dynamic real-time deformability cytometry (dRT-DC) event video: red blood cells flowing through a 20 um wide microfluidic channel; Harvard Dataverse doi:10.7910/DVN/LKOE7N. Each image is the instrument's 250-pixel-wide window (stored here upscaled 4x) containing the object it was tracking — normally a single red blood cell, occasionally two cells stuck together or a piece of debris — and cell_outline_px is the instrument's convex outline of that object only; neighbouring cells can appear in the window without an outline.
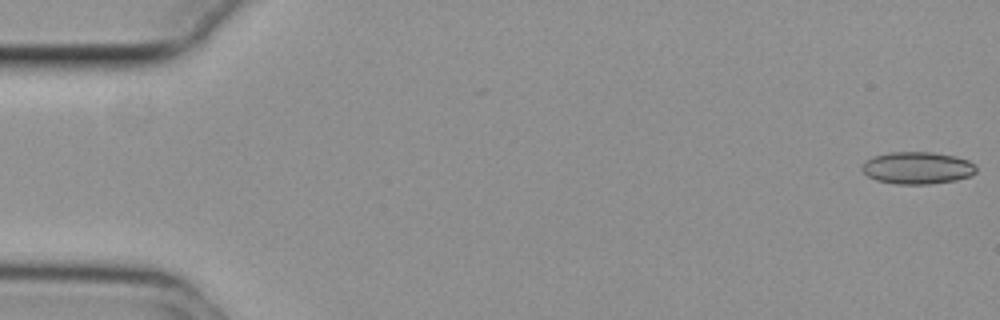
{"species": "common noctule bat (a hibernating species)", "species_latin": "Nyctalus noctula", "temperature_condition": "cold", "stored_images_in_passage": 55, "camera_frame_rate_fps": 3000, "um_per_image_px": 0.085, "animal": {"sex": "female", "body_mass_g": 29.2, "forearm_length_mm": 56.3}, "frame": {"image": 1, "passage_image": 1, "time_ms": 0.0, "image_size_px": [1000, 320], "cell_outline_px": [[976, 172], [972, 176], [956, 180], [928, 184], [896, 184], [876, 180], [868, 176], [864, 172], [864, 164], [872, 156], [888, 152], [932, 152], [956, 156], [968, 160], [976, 168]], "centroid_in_image_um": [78.01, 14.27], "position_along_channel_um": 7.0, "area_um2": 21.33}}
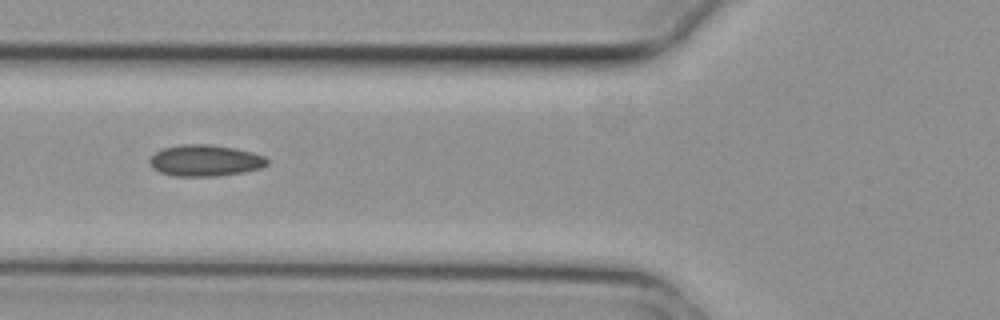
{"frame": {"image": 2, "passage_image": 21, "time_ms": 6.667, "image_size_px": [1000, 320], "cell_outline_px": [[268, 164], [260, 168], [244, 172], [216, 176], [172, 176], [160, 172], [152, 168], [148, 160], [156, 152], [164, 148], [180, 144], [208, 144], [232, 148], [252, 152], [264, 156], [268, 160]], "centroid_in_image_um": [17.42, 13.65], "position_along_channel_um": 108.4, "area_um2": 21.44}}
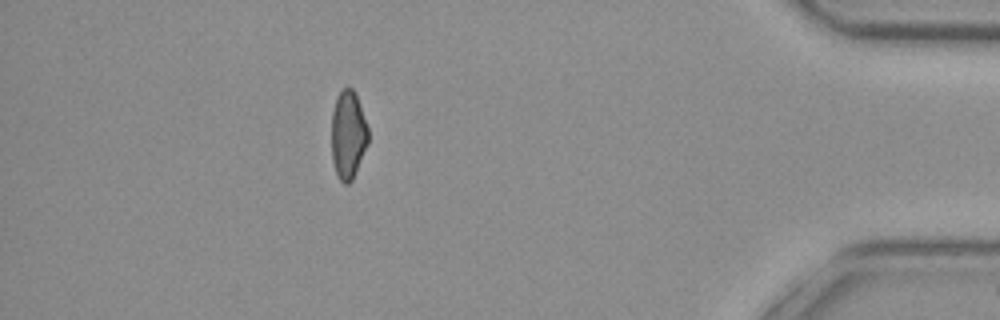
{"frame": {"image": 3, "passage_image": 49, "time_ms": 16.0, "image_size_px": [1000, 320], "cell_outline_px": [[368, 144], [356, 172], [352, 180], [348, 184], [344, 184], [340, 180], [336, 172], [332, 160], [332, 112], [336, 96], [344, 88], [352, 88], [356, 92], [368, 128]], "centroid_in_image_um": [29.59, 11.45], "position_along_channel_um": 405.6, "area_um2": 18.96}, "authors_computed_cell_mechanics": {"area_um2": 20.5768, "velocity_mm_per_s": 3.7455, "shape_relaxation_time_tau1_ms": 9.5721, "shape_relaxation_time_tau2_ms": 4.9913, "deformation_change_tau1": 0.1473, "deformation_change_tau2": 0.0944}}